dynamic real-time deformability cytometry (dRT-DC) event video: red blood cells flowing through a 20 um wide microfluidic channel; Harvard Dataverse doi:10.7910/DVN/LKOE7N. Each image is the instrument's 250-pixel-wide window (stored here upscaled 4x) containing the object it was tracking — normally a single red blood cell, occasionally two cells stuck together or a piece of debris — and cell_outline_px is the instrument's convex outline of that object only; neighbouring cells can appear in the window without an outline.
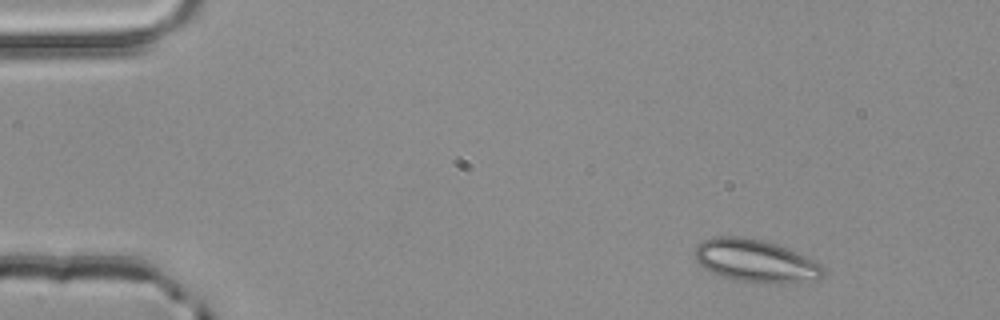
{"species": "common noctule bat (a hibernating species)", "species_latin": "Nyctalus noctula", "temperature_condition": "room temperature", "stored_images_in_passage": 2, "camera_frame_rate_fps": 3000, "um_per_image_px": 0.085, "animal": {"sex": "male", "body_mass_g": 20.4}, "frame": {"image": 1, "passage_image": 1, "time_ms": 0.0, "image_size_px": [1000, 320], "cell_outline_px": [[824, 276], [816, 280], [784, 284], [764, 284], [732, 280], [720, 276], [704, 268], [696, 260], [696, 244], [704, 240], [716, 236], [740, 236], [764, 240], [776, 244], [796, 252], [820, 264], [824, 268]], "centroid_in_image_um": [64.23, 22.2], "position_along_channel_um": 20.8, "area_um2": 32.25}}